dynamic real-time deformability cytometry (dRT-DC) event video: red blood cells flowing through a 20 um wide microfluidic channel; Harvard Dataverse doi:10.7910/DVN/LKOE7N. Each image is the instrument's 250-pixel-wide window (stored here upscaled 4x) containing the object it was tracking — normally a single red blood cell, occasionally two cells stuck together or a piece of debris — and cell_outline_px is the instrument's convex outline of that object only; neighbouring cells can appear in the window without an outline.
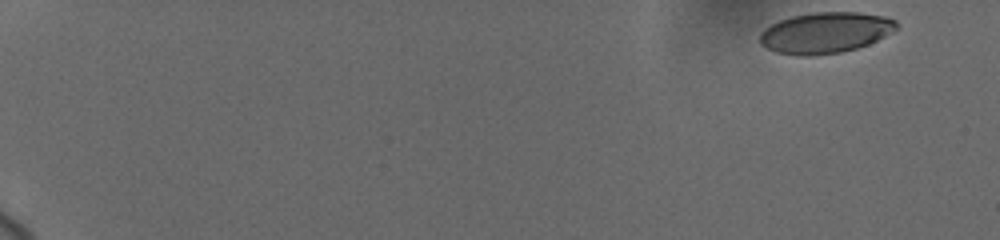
{"species": "human", "species_latin": "Homo sapiens", "temperature_condition": "cold", "stored_images_in_passage": 37, "camera_frame_rate_fps": 3000, "um_per_image_px": 0.085, "donor": {"sex": "female"}, "frame": {"image": 1, "passage_image": 1, "time_ms": 0.0, "image_size_px": [1000, 240], "cell_outline_px": [[900, 28], [868, 44], [856, 48], [840, 52], [812, 56], [796, 56], [776, 52], [760, 44], [760, 32], [764, 28], [780, 20], [792, 16], [812, 12], [860, 12], [884, 16], [896, 20], [900, 24]], "centroid_in_image_um": [70.17, 2.77], "position_along_channel_um": 14.8, "area_um2": 32.83}}
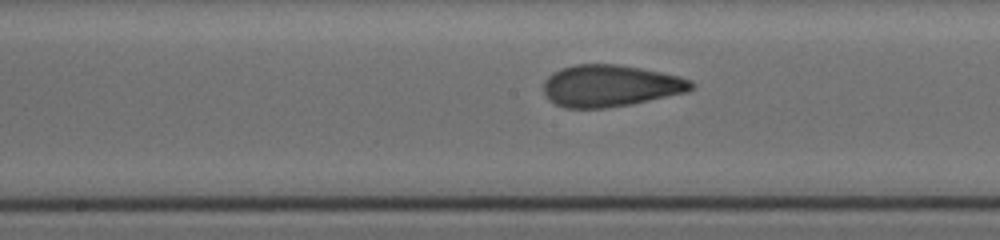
{"frame": {"image": 2, "passage_image": 19, "time_ms": 10.0, "image_size_px": [1000, 240], "cell_outline_px": [[696, 84], [688, 92], [632, 104], [604, 108], [564, 108], [556, 104], [544, 92], [544, 80], [552, 72], [576, 64], [616, 64], [640, 68], [680, 76], [692, 80]], "centroid_in_image_um": [51.92, 7.29], "position_along_channel_um": 196.3, "area_um2": 35.95}}
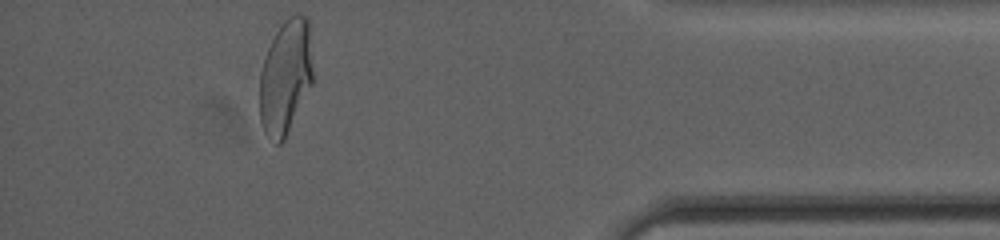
{"frame": {"image": 3, "passage_image": 35, "time_ms": 16.667, "image_size_px": [1000, 240], "cell_outline_px": [[312, 84], [284, 140], [280, 144], [276, 144], [264, 132], [260, 120], [260, 72], [268, 48], [276, 32], [284, 20], [296, 12], [300, 12], [308, 16], [312, 68]], "centroid_in_image_um": [24.27, 6.52], "position_along_channel_um": 410.9, "area_um2": 35.49}, "authors_computed_cell_mechanics": {"area_um2": 35.3736, "velocity_mm_per_s": 3.6998, "shape_relaxation_time_tau1_ms": 4.9227, "shape_relaxation_time_tau2_ms": 0.8049, "deformation_change_tau1": 0.1738, "deformation_change_tau2": 0.0593}}